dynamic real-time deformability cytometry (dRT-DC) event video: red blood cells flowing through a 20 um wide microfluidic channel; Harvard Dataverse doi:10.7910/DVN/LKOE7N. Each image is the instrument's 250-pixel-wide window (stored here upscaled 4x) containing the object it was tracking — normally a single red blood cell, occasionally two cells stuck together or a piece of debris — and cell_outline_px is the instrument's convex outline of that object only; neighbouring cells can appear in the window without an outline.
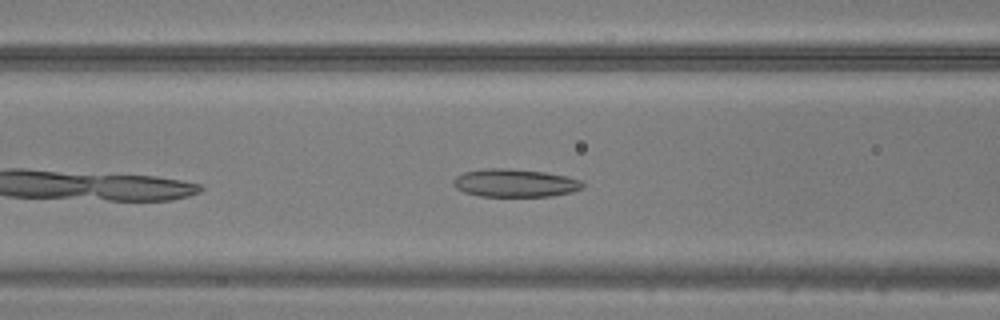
{"species": "common noctule bat (a hibernating species)", "species_latin": "Nyctalus noctula", "temperature_condition": "warm", "stored_images_in_passage": 28, "camera_frame_rate_fps": 3000, "um_per_image_px": 0.085, "animal": {"sex": "male", "body_mass_g": 20.5, "forearm_length_mm": 52.5}, "frame": {"image": 1, "passage_image": 7, "time_ms": 2.0, "image_size_px": [1000, 320], "cell_outline_px": [[584, 188], [572, 192], [552, 196], [480, 196], [464, 192], [456, 188], [452, 184], [452, 180], [456, 176], [464, 172], [484, 168], [508, 168], [544, 172], [568, 176], [580, 180], [584, 184]], "centroid_in_image_um": [43.77, 15.55], "position_along_channel_um": 122.8, "area_um2": 21.27}}
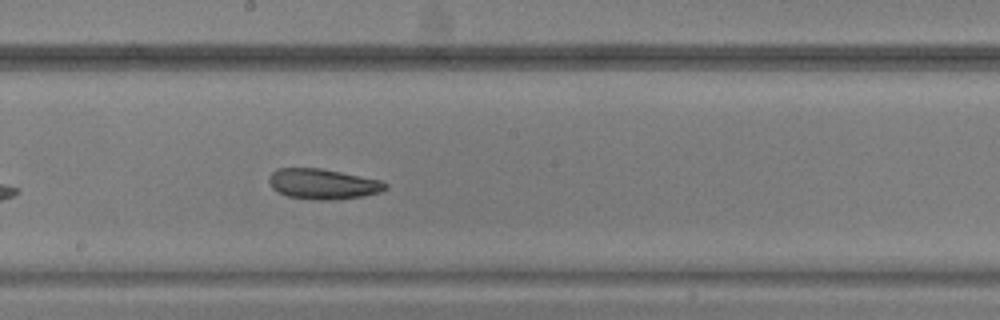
{"frame": {"image": 2, "passage_image": 14, "time_ms": 4.333, "image_size_px": [1000, 320], "cell_outline_px": [[388, 188], [380, 192], [364, 196], [332, 200], [320, 200], [288, 196], [272, 188], [268, 180], [268, 176], [276, 168], [320, 168], [380, 180], [388, 184]], "centroid_in_image_um": [27.45, 15.63], "position_along_channel_um": 220.8, "area_um2": 20.52}}
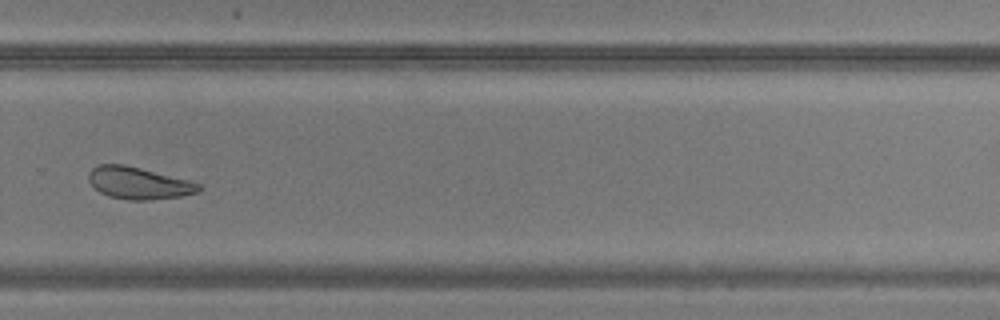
{"frame": {"image": 3, "passage_image": 21, "time_ms": 6.667, "image_size_px": [1000, 320], "cell_outline_px": [[200, 188], [196, 192], [180, 196], [144, 200], [128, 200], [108, 196], [100, 192], [88, 180], [88, 172], [92, 168], [100, 164], [124, 164], [188, 180], [200, 184]], "centroid_in_image_um": [11.73, 15.55], "position_along_channel_um": 318.1, "area_um2": 20.23}}